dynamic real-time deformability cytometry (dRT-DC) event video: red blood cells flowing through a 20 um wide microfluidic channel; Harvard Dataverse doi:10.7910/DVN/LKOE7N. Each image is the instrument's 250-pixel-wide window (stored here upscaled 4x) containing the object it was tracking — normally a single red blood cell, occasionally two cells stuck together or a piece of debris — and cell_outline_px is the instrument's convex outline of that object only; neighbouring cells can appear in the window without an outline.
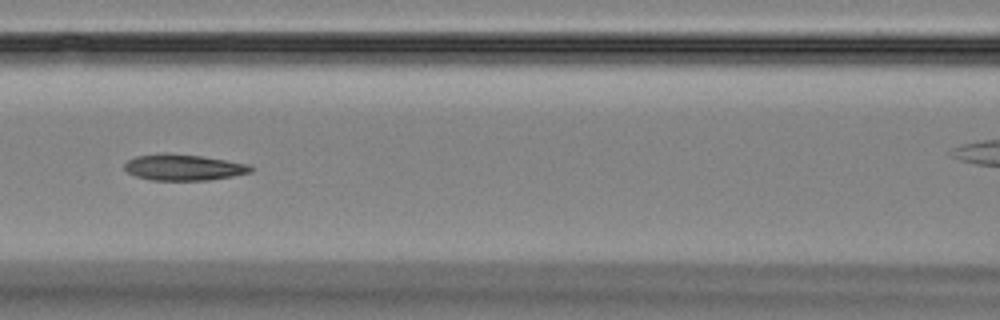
{"species": "Egyptian fruit bat (a non-hibernating species)", "species_latin": "Rousettus aegyptiacus", "temperature_condition": "room temperature", "stored_images_in_passage": 8, "segment_of_instrument_passage": [1, 2], "camera_frame_rate_fps": 3000, "um_per_image_px": 0.085, "animal": {"sex": "female"}, "frame": {"image": 1, "passage_image": 6, "time_ms": 5.667, "image_size_px": [1000, 320], "cell_outline_px": [[252, 172], [232, 176], [208, 180], [152, 180], [136, 176], [128, 172], [124, 168], [124, 164], [128, 160], [136, 156], [168, 152], [200, 156], [248, 164], [252, 168]], "centroid_in_image_um": [15.57, 14.22], "position_along_channel_um": 151.0, "area_um2": 19.07}}
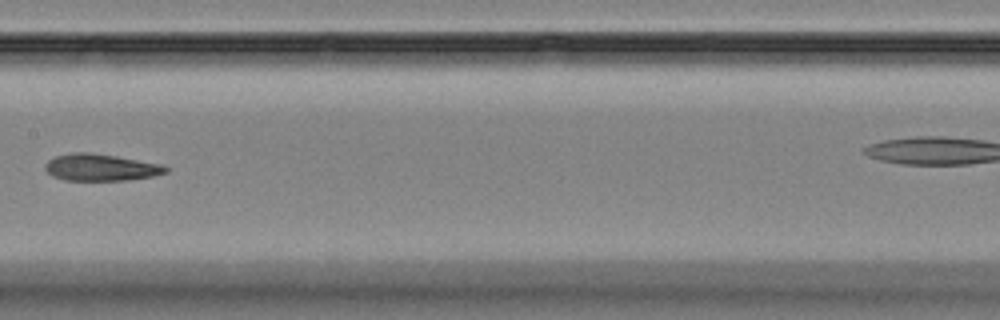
{"frame": {"image": 2, "passage_image": 7, "time_ms": 7.0, "image_size_px": [1000, 320], "cell_outline_px": [[168, 172], [152, 176], [128, 180], [64, 180], [52, 176], [44, 168], [44, 164], [48, 160], [56, 156], [72, 152], [92, 152], [116, 156], [160, 164], [168, 168]], "centroid_in_image_um": [8.53, 14.22], "position_along_channel_um": 198.9, "area_um2": 18.84}}